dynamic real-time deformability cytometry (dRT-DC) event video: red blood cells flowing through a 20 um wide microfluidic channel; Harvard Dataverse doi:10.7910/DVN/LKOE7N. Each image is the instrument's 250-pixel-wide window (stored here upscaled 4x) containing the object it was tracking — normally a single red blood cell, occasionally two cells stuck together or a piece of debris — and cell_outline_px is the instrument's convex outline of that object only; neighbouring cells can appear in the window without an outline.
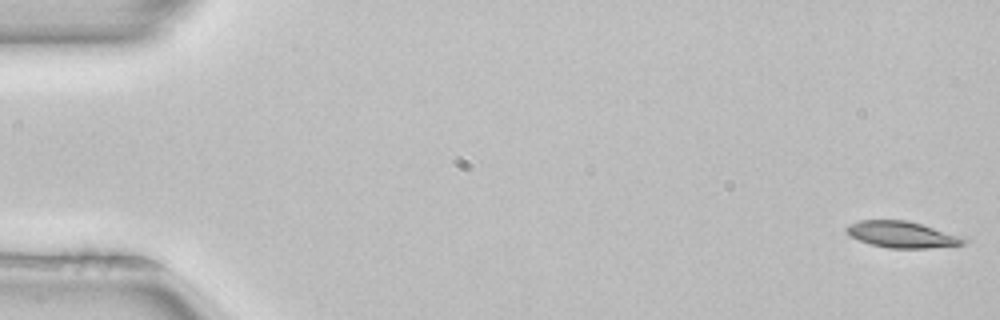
{"species": "common noctule bat (a hibernating species)", "species_latin": "Nyctalus noctula", "temperature_condition": "room temperature", "stored_images_in_passage": 53, "segment_of_instrument_passage": [1, 2], "camera_frame_rate_fps": 3000, "um_per_image_px": 0.085, "animal": {"sex": "female", "body_mass_g": 22.7, "forearm_length_mm": 54.2}, "frame": {"image": 1, "passage_image": 1, "time_ms": 0.0, "image_size_px": [1000, 320], "cell_outline_px": [[968, 240], [964, 244], [928, 248], [888, 248], [872, 244], [860, 240], [852, 236], [844, 228], [848, 224], [860, 220], [908, 220], [968, 236]], "centroid_in_image_um": [76.78, 19.92], "position_along_channel_um": 8.2, "area_um2": 18.32}}
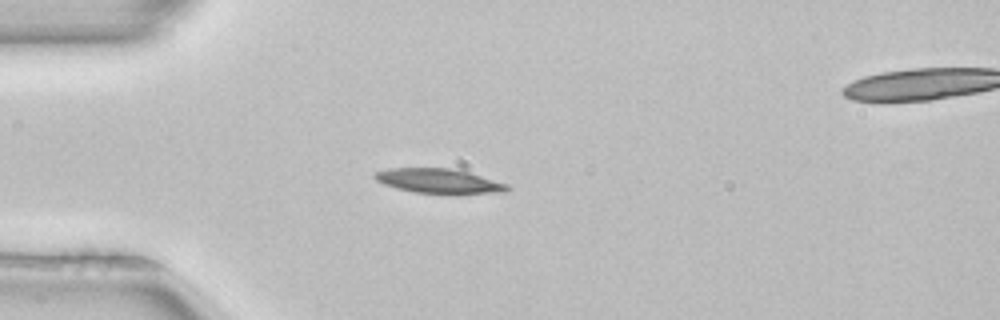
{"frame": {"image": 2, "passage_image": 14, "time_ms": 4.333, "image_size_px": [1000, 320], "cell_outline_px": [[512, 188], [508, 192], [456, 196], [416, 192], [384, 184], [376, 180], [372, 176], [376, 172], [388, 168], [452, 168], [468, 172], [508, 184]], "centroid_in_image_um": [37.42, 15.42], "position_along_channel_um": 47.6, "area_um2": 19.65}}
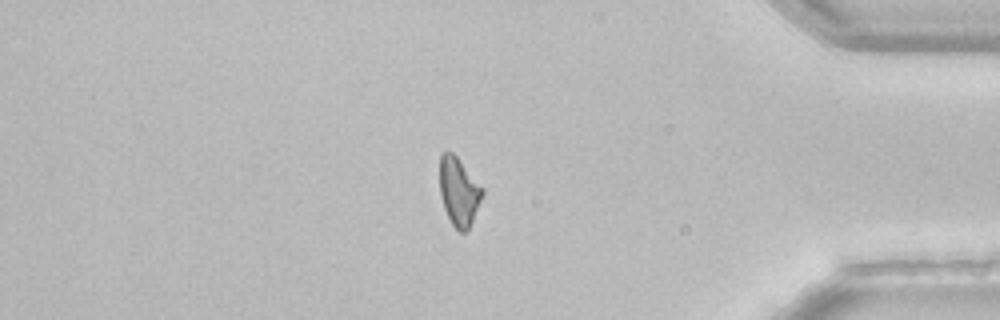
{"frame": {"image": 3, "passage_image": 44, "time_ms": 14.333, "image_size_px": [1000, 320], "cell_outline_px": [[484, 192], [472, 220], [468, 228], [464, 232], [460, 232], [452, 224], [444, 208], [440, 196], [440, 156], [444, 152], [452, 152], [456, 156], [484, 188]], "centroid_in_image_um": [39.0, 16.27], "position_along_channel_um": 396.2, "area_um2": 16.7}}